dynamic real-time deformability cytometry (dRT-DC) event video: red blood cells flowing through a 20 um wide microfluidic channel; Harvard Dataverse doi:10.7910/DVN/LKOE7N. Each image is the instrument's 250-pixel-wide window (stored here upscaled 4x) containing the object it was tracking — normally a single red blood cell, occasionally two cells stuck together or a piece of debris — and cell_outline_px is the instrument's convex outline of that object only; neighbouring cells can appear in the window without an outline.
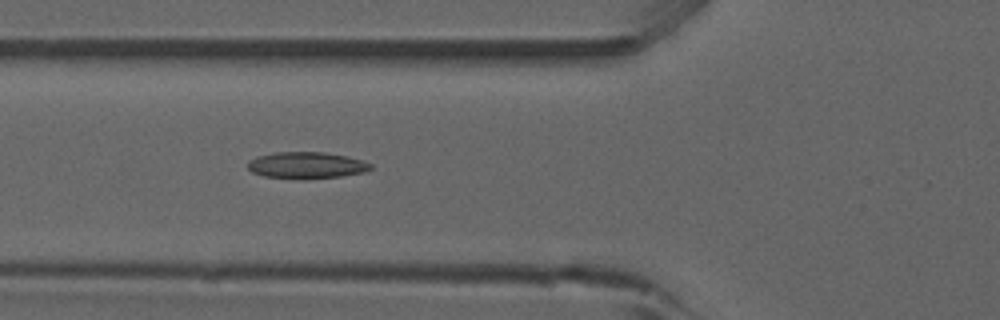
{"species": "common noctule bat (a hibernating species)", "species_latin": "Nyctalus noctula", "temperature_condition": "room temperature", "stored_images_in_passage": 37, "camera_frame_rate_fps": 3000, "um_per_image_px": 0.085, "animal": {"sex": "male", "forearm_length_mm": 52.5}, "frame": {"image": 1, "passage_image": 6, "time_ms": 1.667, "image_size_px": [1000, 320], "cell_outline_px": [[372, 168], [364, 172], [340, 176], [304, 180], [300, 180], [264, 176], [252, 172], [248, 168], [248, 160], [256, 156], [276, 152], [324, 152], [348, 156], [372, 164]], "centroid_in_image_um": [26.02, 14.05], "position_along_channel_um": 99.8, "area_um2": 19.25}}
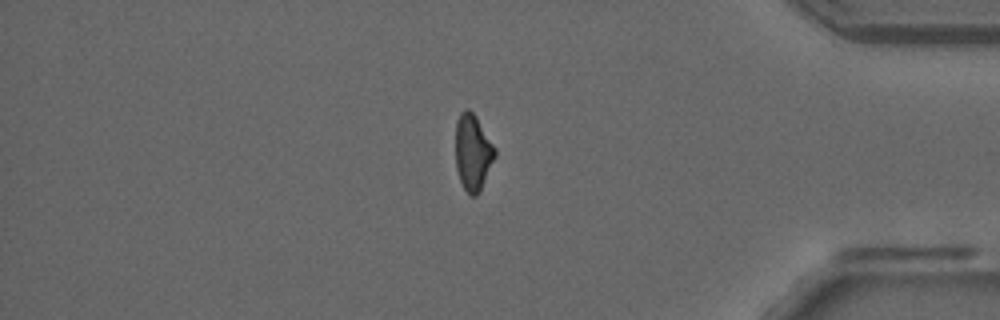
{"frame": {"image": 2, "passage_image": 31, "time_ms": 10.0, "image_size_px": [1000, 320], "cell_outline_px": [[496, 156], [480, 192], [476, 196], [472, 196], [464, 188], [460, 180], [456, 168], [456, 120], [460, 112], [464, 108], [468, 108], [476, 116], [496, 148]], "centroid_in_image_um": [40.2, 12.93], "position_along_channel_um": 395.0, "area_um2": 17.63}}